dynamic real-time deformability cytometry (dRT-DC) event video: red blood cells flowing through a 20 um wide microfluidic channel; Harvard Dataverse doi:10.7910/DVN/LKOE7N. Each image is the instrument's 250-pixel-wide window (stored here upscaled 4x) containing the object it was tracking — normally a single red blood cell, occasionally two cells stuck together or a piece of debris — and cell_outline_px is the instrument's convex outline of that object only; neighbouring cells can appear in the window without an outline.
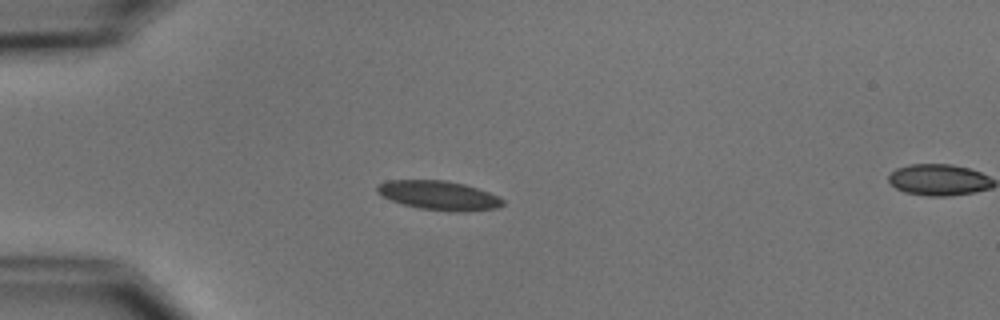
{"species": "common noctule bat (a hibernating species)", "species_latin": "Nyctalus noctula", "temperature_condition": "cold", "stored_images_in_passage": 2, "camera_frame_rate_fps": 3000, "um_per_image_px": 0.085, "animal": {"sex": "male", "body_mass_g": 15.6}, "frame": {"image": 1, "passage_image": 1, "time_ms": 0.0, "image_size_px": [1000, 320], "cell_outline_px": [[504, 204], [496, 208], [464, 212], [456, 212], [420, 208], [404, 204], [380, 196], [376, 192], [376, 184], [388, 180], [444, 180], [464, 184], [500, 196], [504, 200]], "centroid_in_image_um": [37.29, 16.6], "position_along_channel_um": 47.7, "area_um2": 21.39}}